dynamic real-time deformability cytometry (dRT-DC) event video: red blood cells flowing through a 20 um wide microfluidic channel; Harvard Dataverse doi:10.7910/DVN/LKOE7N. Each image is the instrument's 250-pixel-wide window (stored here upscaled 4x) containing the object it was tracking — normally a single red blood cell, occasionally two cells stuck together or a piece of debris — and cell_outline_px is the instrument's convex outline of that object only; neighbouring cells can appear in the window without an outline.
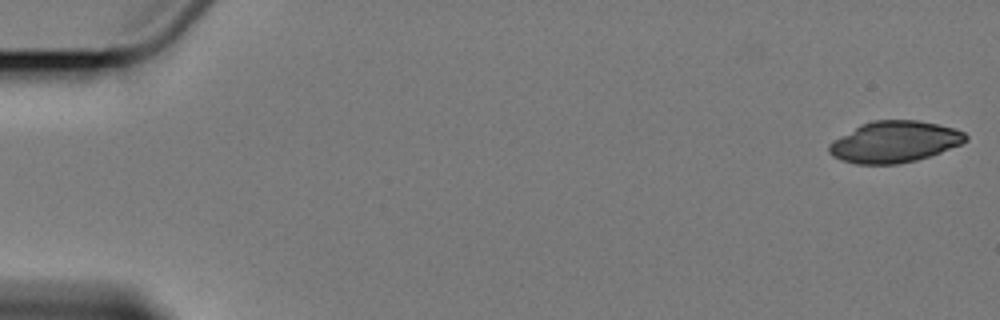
{"species": "Egyptian fruit bat (a non-hibernating species)", "species_latin": "Rousettus aegyptiacus", "temperature_condition": "cold", "stored_images_in_passage": 6, "camera_frame_rate_fps": 3000, "um_per_image_px": 0.085, "animal": {"sex": "female"}, "frame": {"image": 1, "passage_image": 1, "time_ms": 0.0, "image_size_px": [1000, 320], "cell_outline_px": [[968, 140], [960, 144], [940, 152], [916, 160], [896, 164], [856, 164], [840, 160], [832, 156], [828, 152], [828, 144], [860, 124], [872, 120], [916, 120], [936, 124], [952, 128], [964, 132], [968, 136]], "centroid_in_image_um": [76.0, 12.06], "position_along_channel_um": 9.0, "area_um2": 32.71}}